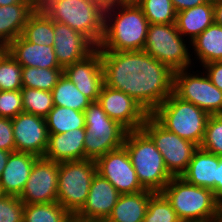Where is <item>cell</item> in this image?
Segmentation results:
<instances>
[{"label": "cell", "instance_id": "6da1fadb", "mask_svg": "<svg viewBox=\"0 0 222 222\" xmlns=\"http://www.w3.org/2000/svg\"><path fill=\"white\" fill-rule=\"evenodd\" d=\"M104 85L135 99L152 114L173 92L175 71L139 51H100Z\"/></svg>", "mask_w": 222, "mask_h": 222}, {"label": "cell", "instance_id": "7a4b0ae2", "mask_svg": "<svg viewBox=\"0 0 222 222\" xmlns=\"http://www.w3.org/2000/svg\"><path fill=\"white\" fill-rule=\"evenodd\" d=\"M148 27L149 21L138 4L107 5L103 37L96 48L99 51L143 50Z\"/></svg>", "mask_w": 222, "mask_h": 222}, {"label": "cell", "instance_id": "3957f363", "mask_svg": "<svg viewBox=\"0 0 222 222\" xmlns=\"http://www.w3.org/2000/svg\"><path fill=\"white\" fill-rule=\"evenodd\" d=\"M39 7L53 21L82 33L96 47L101 42L106 6L99 0H42Z\"/></svg>", "mask_w": 222, "mask_h": 222}, {"label": "cell", "instance_id": "277c9868", "mask_svg": "<svg viewBox=\"0 0 222 222\" xmlns=\"http://www.w3.org/2000/svg\"><path fill=\"white\" fill-rule=\"evenodd\" d=\"M161 193L181 221H222V203L208 188L173 177Z\"/></svg>", "mask_w": 222, "mask_h": 222}, {"label": "cell", "instance_id": "5b68a950", "mask_svg": "<svg viewBox=\"0 0 222 222\" xmlns=\"http://www.w3.org/2000/svg\"><path fill=\"white\" fill-rule=\"evenodd\" d=\"M145 190L161 193L173 176L168 172L162 154L142 130L128 131L123 145Z\"/></svg>", "mask_w": 222, "mask_h": 222}, {"label": "cell", "instance_id": "8992f818", "mask_svg": "<svg viewBox=\"0 0 222 222\" xmlns=\"http://www.w3.org/2000/svg\"><path fill=\"white\" fill-rule=\"evenodd\" d=\"M168 131L189 140L198 147L202 143L209 114L193 103L172 93L152 114Z\"/></svg>", "mask_w": 222, "mask_h": 222}, {"label": "cell", "instance_id": "52a82bcc", "mask_svg": "<svg viewBox=\"0 0 222 222\" xmlns=\"http://www.w3.org/2000/svg\"><path fill=\"white\" fill-rule=\"evenodd\" d=\"M85 114V159L97 160L106 153L123 147L128 130L111 119L102 106L92 102Z\"/></svg>", "mask_w": 222, "mask_h": 222}, {"label": "cell", "instance_id": "ba28073f", "mask_svg": "<svg viewBox=\"0 0 222 222\" xmlns=\"http://www.w3.org/2000/svg\"><path fill=\"white\" fill-rule=\"evenodd\" d=\"M96 173L95 160L83 159L58 163L57 202L70 214H76L88 197Z\"/></svg>", "mask_w": 222, "mask_h": 222}, {"label": "cell", "instance_id": "9c48e42d", "mask_svg": "<svg viewBox=\"0 0 222 222\" xmlns=\"http://www.w3.org/2000/svg\"><path fill=\"white\" fill-rule=\"evenodd\" d=\"M186 40L177 30L175 23L149 24L143 50L174 71L187 69L193 59Z\"/></svg>", "mask_w": 222, "mask_h": 222}, {"label": "cell", "instance_id": "30bf717a", "mask_svg": "<svg viewBox=\"0 0 222 222\" xmlns=\"http://www.w3.org/2000/svg\"><path fill=\"white\" fill-rule=\"evenodd\" d=\"M141 129L152 139L162 154L168 172L173 177H181L198 146L168 131L151 114Z\"/></svg>", "mask_w": 222, "mask_h": 222}, {"label": "cell", "instance_id": "8fae6325", "mask_svg": "<svg viewBox=\"0 0 222 222\" xmlns=\"http://www.w3.org/2000/svg\"><path fill=\"white\" fill-rule=\"evenodd\" d=\"M189 70L187 68L175 71L173 93L209 115L222 114V91L211 82L204 71L199 75Z\"/></svg>", "mask_w": 222, "mask_h": 222}, {"label": "cell", "instance_id": "7c38bea8", "mask_svg": "<svg viewBox=\"0 0 222 222\" xmlns=\"http://www.w3.org/2000/svg\"><path fill=\"white\" fill-rule=\"evenodd\" d=\"M97 173L107 179L120 194L145 190L138 180L129 153L123 146L96 160Z\"/></svg>", "mask_w": 222, "mask_h": 222}, {"label": "cell", "instance_id": "4fadbf2b", "mask_svg": "<svg viewBox=\"0 0 222 222\" xmlns=\"http://www.w3.org/2000/svg\"><path fill=\"white\" fill-rule=\"evenodd\" d=\"M98 103L111 119L119 122L128 131L140 130L150 115L128 94L104 84L100 90Z\"/></svg>", "mask_w": 222, "mask_h": 222}, {"label": "cell", "instance_id": "5bb4252c", "mask_svg": "<svg viewBox=\"0 0 222 222\" xmlns=\"http://www.w3.org/2000/svg\"><path fill=\"white\" fill-rule=\"evenodd\" d=\"M58 163L39 157L19 199L24 204L57 202Z\"/></svg>", "mask_w": 222, "mask_h": 222}, {"label": "cell", "instance_id": "9a60e30c", "mask_svg": "<svg viewBox=\"0 0 222 222\" xmlns=\"http://www.w3.org/2000/svg\"><path fill=\"white\" fill-rule=\"evenodd\" d=\"M12 125L16 152L45 155L49 133L44 117L22 112L12 118Z\"/></svg>", "mask_w": 222, "mask_h": 222}, {"label": "cell", "instance_id": "2e32d148", "mask_svg": "<svg viewBox=\"0 0 222 222\" xmlns=\"http://www.w3.org/2000/svg\"><path fill=\"white\" fill-rule=\"evenodd\" d=\"M63 74L92 102L98 101L104 80L101 53L97 48L83 60L66 66Z\"/></svg>", "mask_w": 222, "mask_h": 222}, {"label": "cell", "instance_id": "e0dca14e", "mask_svg": "<svg viewBox=\"0 0 222 222\" xmlns=\"http://www.w3.org/2000/svg\"><path fill=\"white\" fill-rule=\"evenodd\" d=\"M54 52L61 68L83 60L96 46L82 33L54 21Z\"/></svg>", "mask_w": 222, "mask_h": 222}, {"label": "cell", "instance_id": "ac0fdd59", "mask_svg": "<svg viewBox=\"0 0 222 222\" xmlns=\"http://www.w3.org/2000/svg\"><path fill=\"white\" fill-rule=\"evenodd\" d=\"M120 195L107 179L96 173L92 179L88 197L76 215L86 219L105 221L111 214Z\"/></svg>", "mask_w": 222, "mask_h": 222}, {"label": "cell", "instance_id": "d6986e66", "mask_svg": "<svg viewBox=\"0 0 222 222\" xmlns=\"http://www.w3.org/2000/svg\"><path fill=\"white\" fill-rule=\"evenodd\" d=\"M39 157L23 152H12L0 176L3 195L20 196L30 176L32 167Z\"/></svg>", "mask_w": 222, "mask_h": 222}, {"label": "cell", "instance_id": "ffe728a7", "mask_svg": "<svg viewBox=\"0 0 222 222\" xmlns=\"http://www.w3.org/2000/svg\"><path fill=\"white\" fill-rule=\"evenodd\" d=\"M85 128L60 134H49L44 158L57 163L85 159Z\"/></svg>", "mask_w": 222, "mask_h": 222}, {"label": "cell", "instance_id": "44dd1931", "mask_svg": "<svg viewBox=\"0 0 222 222\" xmlns=\"http://www.w3.org/2000/svg\"><path fill=\"white\" fill-rule=\"evenodd\" d=\"M5 49L22 67L61 68L53 46L31 43L21 35L14 39Z\"/></svg>", "mask_w": 222, "mask_h": 222}, {"label": "cell", "instance_id": "7402d4cb", "mask_svg": "<svg viewBox=\"0 0 222 222\" xmlns=\"http://www.w3.org/2000/svg\"><path fill=\"white\" fill-rule=\"evenodd\" d=\"M38 5L33 0H22L8 6H0V47L6 48L22 34L28 17Z\"/></svg>", "mask_w": 222, "mask_h": 222}, {"label": "cell", "instance_id": "603a6c76", "mask_svg": "<svg viewBox=\"0 0 222 222\" xmlns=\"http://www.w3.org/2000/svg\"><path fill=\"white\" fill-rule=\"evenodd\" d=\"M218 165L219 156L198 147L181 177L192 185L213 190L217 180Z\"/></svg>", "mask_w": 222, "mask_h": 222}, {"label": "cell", "instance_id": "cb8c5ba5", "mask_svg": "<svg viewBox=\"0 0 222 222\" xmlns=\"http://www.w3.org/2000/svg\"><path fill=\"white\" fill-rule=\"evenodd\" d=\"M213 15V0H209L196 7L178 12L175 24L179 33L184 38L189 37L187 39L191 42L214 22Z\"/></svg>", "mask_w": 222, "mask_h": 222}, {"label": "cell", "instance_id": "d4e9b609", "mask_svg": "<svg viewBox=\"0 0 222 222\" xmlns=\"http://www.w3.org/2000/svg\"><path fill=\"white\" fill-rule=\"evenodd\" d=\"M154 192L143 190L121 194L111 214L104 222H143L150 197Z\"/></svg>", "mask_w": 222, "mask_h": 222}, {"label": "cell", "instance_id": "484cf974", "mask_svg": "<svg viewBox=\"0 0 222 222\" xmlns=\"http://www.w3.org/2000/svg\"><path fill=\"white\" fill-rule=\"evenodd\" d=\"M190 43L193 48L191 50H194L196 60L200 61L201 66L222 61V26L219 24L213 22Z\"/></svg>", "mask_w": 222, "mask_h": 222}, {"label": "cell", "instance_id": "4316f807", "mask_svg": "<svg viewBox=\"0 0 222 222\" xmlns=\"http://www.w3.org/2000/svg\"><path fill=\"white\" fill-rule=\"evenodd\" d=\"M21 36L31 43L53 46L54 21L38 6L28 17Z\"/></svg>", "mask_w": 222, "mask_h": 222}, {"label": "cell", "instance_id": "83f0119b", "mask_svg": "<svg viewBox=\"0 0 222 222\" xmlns=\"http://www.w3.org/2000/svg\"><path fill=\"white\" fill-rule=\"evenodd\" d=\"M55 106L67 107L84 112L92 101L83 95L64 74L51 91Z\"/></svg>", "mask_w": 222, "mask_h": 222}, {"label": "cell", "instance_id": "f1b7e54d", "mask_svg": "<svg viewBox=\"0 0 222 222\" xmlns=\"http://www.w3.org/2000/svg\"><path fill=\"white\" fill-rule=\"evenodd\" d=\"M49 134H60L85 128V114L71 108L55 106L45 117Z\"/></svg>", "mask_w": 222, "mask_h": 222}, {"label": "cell", "instance_id": "f546056e", "mask_svg": "<svg viewBox=\"0 0 222 222\" xmlns=\"http://www.w3.org/2000/svg\"><path fill=\"white\" fill-rule=\"evenodd\" d=\"M62 75L63 68L22 67V85L51 92Z\"/></svg>", "mask_w": 222, "mask_h": 222}, {"label": "cell", "instance_id": "4dcf8cb0", "mask_svg": "<svg viewBox=\"0 0 222 222\" xmlns=\"http://www.w3.org/2000/svg\"><path fill=\"white\" fill-rule=\"evenodd\" d=\"M69 216L58 202L24 204L23 222H65Z\"/></svg>", "mask_w": 222, "mask_h": 222}, {"label": "cell", "instance_id": "1f68e13d", "mask_svg": "<svg viewBox=\"0 0 222 222\" xmlns=\"http://www.w3.org/2000/svg\"><path fill=\"white\" fill-rule=\"evenodd\" d=\"M22 66L5 49L0 47V90H21Z\"/></svg>", "mask_w": 222, "mask_h": 222}, {"label": "cell", "instance_id": "d6a6232c", "mask_svg": "<svg viewBox=\"0 0 222 222\" xmlns=\"http://www.w3.org/2000/svg\"><path fill=\"white\" fill-rule=\"evenodd\" d=\"M21 93L25 113L45 118L54 107L50 91L22 87Z\"/></svg>", "mask_w": 222, "mask_h": 222}, {"label": "cell", "instance_id": "836d02e7", "mask_svg": "<svg viewBox=\"0 0 222 222\" xmlns=\"http://www.w3.org/2000/svg\"><path fill=\"white\" fill-rule=\"evenodd\" d=\"M149 24H170L176 22L177 12L171 0H141L138 4Z\"/></svg>", "mask_w": 222, "mask_h": 222}, {"label": "cell", "instance_id": "e575fe53", "mask_svg": "<svg viewBox=\"0 0 222 222\" xmlns=\"http://www.w3.org/2000/svg\"><path fill=\"white\" fill-rule=\"evenodd\" d=\"M143 222H181L170 202L162 193H154L149 200Z\"/></svg>", "mask_w": 222, "mask_h": 222}, {"label": "cell", "instance_id": "d590c367", "mask_svg": "<svg viewBox=\"0 0 222 222\" xmlns=\"http://www.w3.org/2000/svg\"><path fill=\"white\" fill-rule=\"evenodd\" d=\"M199 147L222 157V114L209 116Z\"/></svg>", "mask_w": 222, "mask_h": 222}, {"label": "cell", "instance_id": "8d00e7d4", "mask_svg": "<svg viewBox=\"0 0 222 222\" xmlns=\"http://www.w3.org/2000/svg\"><path fill=\"white\" fill-rule=\"evenodd\" d=\"M24 203L18 196L0 197V222H23Z\"/></svg>", "mask_w": 222, "mask_h": 222}, {"label": "cell", "instance_id": "74e56055", "mask_svg": "<svg viewBox=\"0 0 222 222\" xmlns=\"http://www.w3.org/2000/svg\"><path fill=\"white\" fill-rule=\"evenodd\" d=\"M24 112L21 90H0V117L15 118Z\"/></svg>", "mask_w": 222, "mask_h": 222}, {"label": "cell", "instance_id": "f35d334b", "mask_svg": "<svg viewBox=\"0 0 222 222\" xmlns=\"http://www.w3.org/2000/svg\"><path fill=\"white\" fill-rule=\"evenodd\" d=\"M0 150L15 152L12 119L0 117Z\"/></svg>", "mask_w": 222, "mask_h": 222}, {"label": "cell", "instance_id": "ab89813d", "mask_svg": "<svg viewBox=\"0 0 222 222\" xmlns=\"http://www.w3.org/2000/svg\"><path fill=\"white\" fill-rule=\"evenodd\" d=\"M202 70L205 71L211 82L222 91V61H214L203 65Z\"/></svg>", "mask_w": 222, "mask_h": 222}, {"label": "cell", "instance_id": "60d3db41", "mask_svg": "<svg viewBox=\"0 0 222 222\" xmlns=\"http://www.w3.org/2000/svg\"><path fill=\"white\" fill-rule=\"evenodd\" d=\"M208 1L209 0H171L177 13L182 10H187L192 7H196Z\"/></svg>", "mask_w": 222, "mask_h": 222}, {"label": "cell", "instance_id": "b9f144b4", "mask_svg": "<svg viewBox=\"0 0 222 222\" xmlns=\"http://www.w3.org/2000/svg\"><path fill=\"white\" fill-rule=\"evenodd\" d=\"M215 197L222 203V157L219 156V165L217 166V180L215 188L212 190Z\"/></svg>", "mask_w": 222, "mask_h": 222}, {"label": "cell", "instance_id": "7bdbcfd3", "mask_svg": "<svg viewBox=\"0 0 222 222\" xmlns=\"http://www.w3.org/2000/svg\"><path fill=\"white\" fill-rule=\"evenodd\" d=\"M214 22L222 26V0H213Z\"/></svg>", "mask_w": 222, "mask_h": 222}, {"label": "cell", "instance_id": "ee69618b", "mask_svg": "<svg viewBox=\"0 0 222 222\" xmlns=\"http://www.w3.org/2000/svg\"><path fill=\"white\" fill-rule=\"evenodd\" d=\"M65 222H104L103 220H97V219H86L79 217L76 214H70V216L66 219Z\"/></svg>", "mask_w": 222, "mask_h": 222}, {"label": "cell", "instance_id": "f6af8a7d", "mask_svg": "<svg viewBox=\"0 0 222 222\" xmlns=\"http://www.w3.org/2000/svg\"><path fill=\"white\" fill-rule=\"evenodd\" d=\"M10 153L11 152L6 150H0V176L6 166Z\"/></svg>", "mask_w": 222, "mask_h": 222}, {"label": "cell", "instance_id": "bcb514c9", "mask_svg": "<svg viewBox=\"0 0 222 222\" xmlns=\"http://www.w3.org/2000/svg\"><path fill=\"white\" fill-rule=\"evenodd\" d=\"M141 0H112V5H131L139 4Z\"/></svg>", "mask_w": 222, "mask_h": 222}, {"label": "cell", "instance_id": "7dc6e473", "mask_svg": "<svg viewBox=\"0 0 222 222\" xmlns=\"http://www.w3.org/2000/svg\"><path fill=\"white\" fill-rule=\"evenodd\" d=\"M22 0H0V6H8L20 3Z\"/></svg>", "mask_w": 222, "mask_h": 222}, {"label": "cell", "instance_id": "c3c4849f", "mask_svg": "<svg viewBox=\"0 0 222 222\" xmlns=\"http://www.w3.org/2000/svg\"><path fill=\"white\" fill-rule=\"evenodd\" d=\"M99 1L102 2L105 6L112 5V0H99Z\"/></svg>", "mask_w": 222, "mask_h": 222}, {"label": "cell", "instance_id": "681fc988", "mask_svg": "<svg viewBox=\"0 0 222 222\" xmlns=\"http://www.w3.org/2000/svg\"><path fill=\"white\" fill-rule=\"evenodd\" d=\"M181 222H222V221H181Z\"/></svg>", "mask_w": 222, "mask_h": 222}, {"label": "cell", "instance_id": "f907efd6", "mask_svg": "<svg viewBox=\"0 0 222 222\" xmlns=\"http://www.w3.org/2000/svg\"><path fill=\"white\" fill-rule=\"evenodd\" d=\"M38 6L42 0H33Z\"/></svg>", "mask_w": 222, "mask_h": 222}]
</instances>
